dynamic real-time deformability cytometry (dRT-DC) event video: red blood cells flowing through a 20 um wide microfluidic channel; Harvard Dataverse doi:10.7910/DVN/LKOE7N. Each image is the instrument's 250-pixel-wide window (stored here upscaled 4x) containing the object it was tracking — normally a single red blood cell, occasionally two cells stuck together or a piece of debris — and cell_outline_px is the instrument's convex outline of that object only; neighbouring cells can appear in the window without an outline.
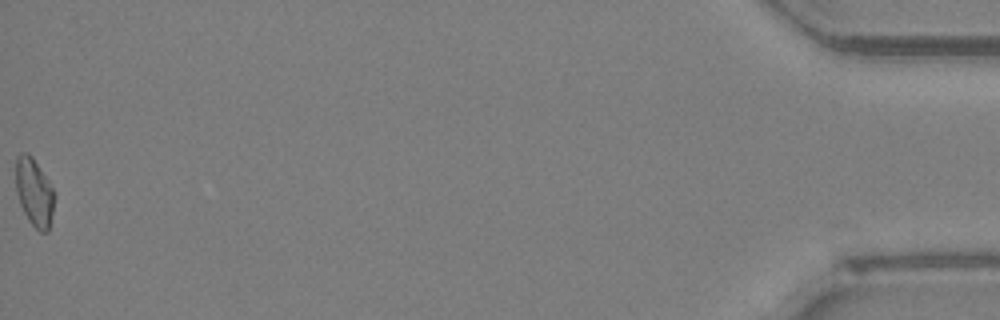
{"species": "Egyptian fruit bat (a non-hibernating species)", "species_latin": "Rousettus aegyptiacus", "temperature_condition": "room temperature", "stored_images_in_passage": 53, "camera_frame_rate_fps": 3000, "um_per_image_px": 0.085, "animal": {"sex": "female"}, "frame": {"image": 1, "passage_image": 53, "time_ms": 17.333, "image_size_px": [1000, 320], "cell_outline_px": [[52, 212], [48, 232], [40, 232], [28, 220], [20, 204], [16, 192], [16, 156], [20, 152], [28, 152], [32, 156], [48, 180], [52, 188]], "centroid_in_image_um": [2.87, 16.31], "position_along_channel_um": 432.3, "area_um2": 14.97}, "authors_computed_cell_mechanics": {"area_um2": 15.3748, "velocity_mm_per_s": 4.0012, "shape_relaxation_time_tau1_ms": 5.7003, "shape_relaxation_time_tau2_ms": 4.3796, "deformation_change_tau1": 0.1641, "deformation_change_tau2": 0.1112}}